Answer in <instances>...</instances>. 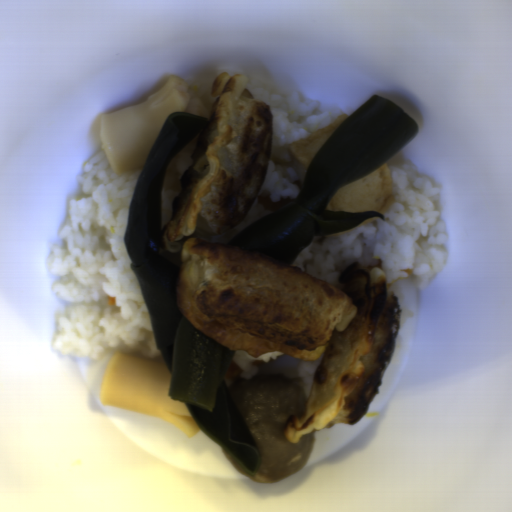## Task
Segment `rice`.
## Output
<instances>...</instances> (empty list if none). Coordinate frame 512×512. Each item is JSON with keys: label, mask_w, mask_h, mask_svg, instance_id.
Segmentation results:
<instances>
[{"label": "rice", "mask_w": 512, "mask_h": 512, "mask_svg": "<svg viewBox=\"0 0 512 512\" xmlns=\"http://www.w3.org/2000/svg\"><path fill=\"white\" fill-rule=\"evenodd\" d=\"M142 169L116 173L103 149L77 177L81 194L70 200L61 244L44 261L59 276L51 290L67 302L51 344L61 355L95 361L124 352L167 366L124 244ZM107 296H115L116 306L107 305Z\"/></svg>", "instance_id": "652b925c"}, {"label": "rice", "mask_w": 512, "mask_h": 512, "mask_svg": "<svg viewBox=\"0 0 512 512\" xmlns=\"http://www.w3.org/2000/svg\"><path fill=\"white\" fill-rule=\"evenodd\" d=\"M211 86L212 85L204 82L197 87H189L191 92L200 98V100L203 102L204 106L206 107V109L210 115L212 112L214 101L216 99L211 94V91H210Z\"/></svg>", "instance_id": "0b520998"}, {"label": "rice", "mask_w": 512, "mask_h": 512, "mask_svg": "<svg viewBox=\"0 0 512 512\" xmlns=\"http://www.w3.org/2000/svg\"><path fill=\"white\" fill-rule=\"evenodd\" d=\"M284 352H264L260 357H252L245 350H237L232 359L243 369L238 379L249 380L257 375L258 367L253 364V361L270 362L276 360L278 356L285 355Z\"/></svg>", "instance_id": "e3fd555f"}, {"label": "rice", "mask_w": 512, "mask_h": 512, "mask_svg": "<svg viewBox=\"0 0 512 512\" xmlns=\"http://www.w3.org/2000/svg\"><path fill=\"white\" fill-rule=\"evenodd\" d=\"M271 212L261 206L256 200L248 214L231 230L225 234L209 238L212 243L229 245L246 227L263 219L264 217L272 214Z\"/></svg>", "instance_id": "b023fe2a"}, {"label": "rice", "mask_w": 512, "mask_h": 512, "mask_svg": "<svg viewBox=\"0 0 512 512\" xmlns=\"http://www.w3.org/2000/svg\"><path fill=\"white\" fill-rule=\"evenodd\" d=\"M249 90L255 100L270 105L273 127L271 149L257 197H269L271 203H278L283 198L295 201L303 184L287 147L342 116L341 108L318 110V101H303L297 93L282 98L261 87Z\"/></svg>", "instance_id": "8eca5e8b"}, {"label": "rice", "mask_w": 512, "mask_h": 512, "mask_svg": "<svg viewBox=\"0 0 512 512\" xmlns=\"http://www.w3.org/2000/svg\"><path fill=\"white\" fill-rule=\"evenodd\" d=\"M203 133L195 136L168 164L161 189V230L170 221L173 211L172 203L174 198L179 195L181 185L179 180L183 173L189 168L191 157L202 137Z\"/></svg>", "instance_id": "acb35da6"}, {"label": "rice", "mask_w": 512, "mask_h": 512, "mask_svg": "<svg viewBox=\"0 0 512 512\" xmlns=\"http://www.w3.org/2000/svg\"><path fill=\"white\" fill-rule=\"evenodd\" d=\"M324 353L325 351L320 354L315 362H304L300 360L296 366L299 387L303 392L306 403L313 390L316 371L322 361Z\"/></svg>", "instance_id": "a3056103"}, {"label": "rice", "mask_w": 512, "mask_h": 512, "mask_svg": "<svg viewBox=\"0 0 512 512\" xmlns=\"http://www.w3.org/2000/svg\"><path fill=\"white\" fill-rule=\"evenodd\" d=\"M385 165L395 199L383 214L384 221L377 218L336 238H312L290 267H299L337 289L342 288L340 274L353 261L380 268L400 307L401 292L423 289L440 273L447 260L443 247L447 229L440 190L433 181L398 152Z\"/></svg>", "instance_id": "023b6e5f"}, {"label": "rice", "mask_w": 512, "mask_h": 512, "mask_svg": "<svg viewBox=\"0 0 512 512\" xmlns=\"http://www.w3.org/2000/svg\"><path fill=\"white\" fill-rule=\"evenodd\" d=\"M416 318V314L412 311L404 310L401 311L399 329L393 349L391 358L388 360L386 367L398 364L402 361L405 355V345L401 337L402 329L404 325L410 320Z\"/></svg>", "instance_id": "f2f60c81"}]
</instances>
